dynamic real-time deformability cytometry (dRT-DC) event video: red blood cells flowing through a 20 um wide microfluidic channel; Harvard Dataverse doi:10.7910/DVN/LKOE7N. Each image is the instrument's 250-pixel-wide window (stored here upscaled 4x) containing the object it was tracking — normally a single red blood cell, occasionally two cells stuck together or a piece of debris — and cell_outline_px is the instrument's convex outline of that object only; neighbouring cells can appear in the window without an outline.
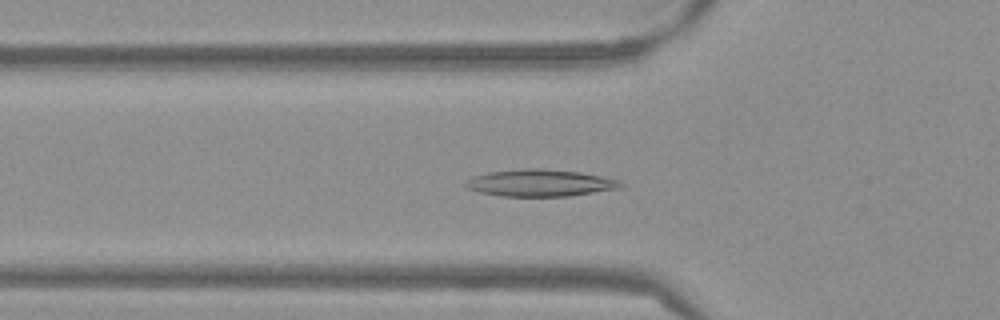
{"species": "Egyptian fruit bat (a non-hibernating species)", "species_latin": "Rousettus aegyptiacus", "temperature_condition": "warm", "stored_images_in_passage": 53, "camera_frame_rate_fps": 3000, "um_per_image_px": 0.085, "frame": {"image": 1, "passage_image": 18, "time_ms": 5.667, "image_size_px": [1000, 320], "cell_outline_px": [[624, 184], [620, 188], [568, 196], [504, 196], [480, 192], [464, 188], [464, 184], [472, 176], [488, 172], [520, 168], [540, 168], [580, 172], [620, 180]], "centroid_in_image_um": [45.88, 15.54], "position_along_channel_um": 79.9, "area_um2": 24.39}}
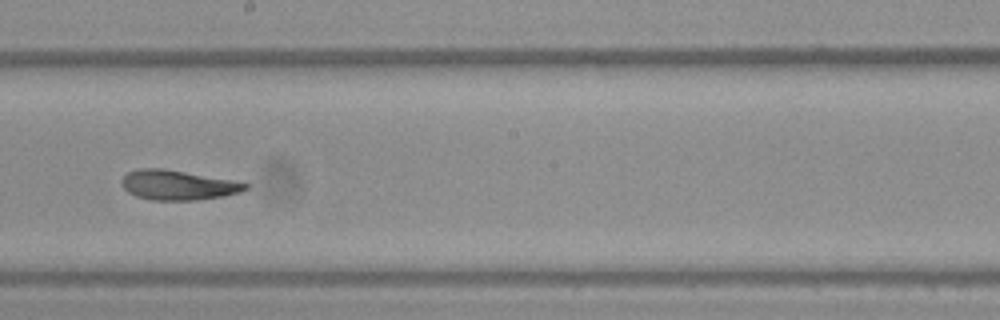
{"frame": {"image": 2, "passage_image": 30, "time_ms": 9.667, "image_size_px": [1000, 320], "cell_outline_px": [[248, 188], [240, 192], [220, 196], [196, 200], [152, 200], [136, 196], [128, 192], [120, 184], [120, 180], [128, 172], [140, 168], [164, 168], [236, 180], [248, 184]], "centroid_in_image_um": [15.1, 15.72], "position_along_channel_um": 233.1, "area_um2": 21.56}}
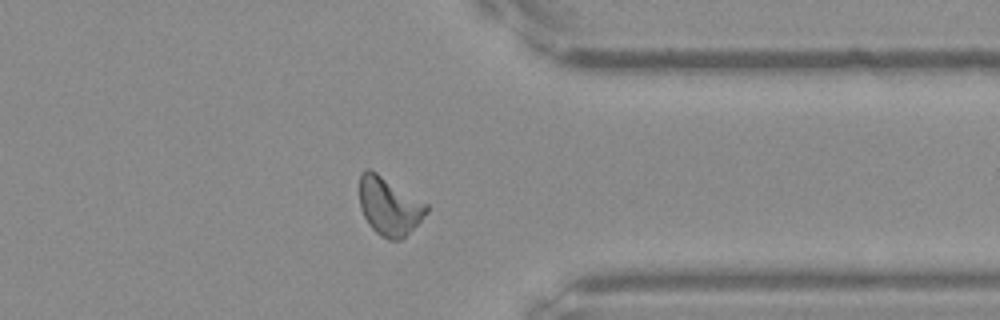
{"frame": {"image": 3, "passage_image": 42, "time_ms": 13.667, "image_size_px": [1000, 320], "cell_outline_px": [[428, 212], [400, 240], [388, 240], [380, 236], [368, 224], [360, 208], [360, 176], [368, 168], [376, 172], [428, 204]], "centroid_in_image_um": [33.07, 17.54], "position_along_channel_um": 378.3, "area_um2": 22.31}, "authors_computed_cell_mechanics": {"area_um2": 22.0218, "velocity_mm_per_s": 3.8022, "shape_relaxation_time_tau1_ms": 5.3573, "shape_relaxation_time_tau2_ms": 2.3592, "deformation_change_tau1": 0.1785, "deformation_change_tau2": 0.0996}}